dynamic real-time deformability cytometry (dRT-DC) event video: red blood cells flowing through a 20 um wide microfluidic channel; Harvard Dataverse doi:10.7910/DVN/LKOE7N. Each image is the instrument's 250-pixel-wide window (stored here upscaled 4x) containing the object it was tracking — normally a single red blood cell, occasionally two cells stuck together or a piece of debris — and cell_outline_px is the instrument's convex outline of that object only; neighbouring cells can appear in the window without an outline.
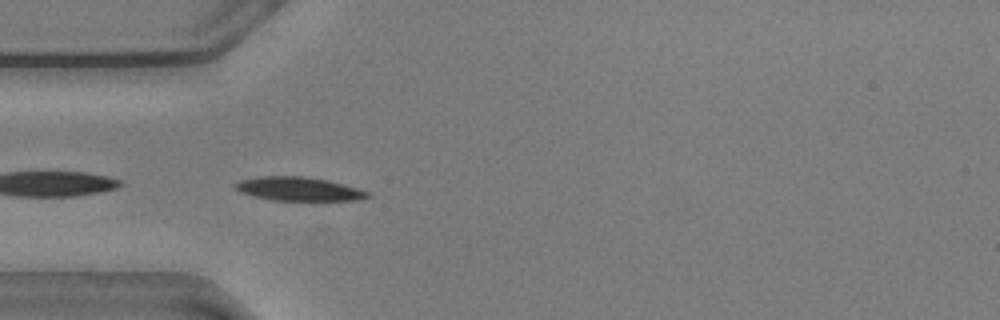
{"species": "common noctule bat (a hibernating species)", "species_latin": "Nyctalus noctula", "temperature_condition": "warm", "stored_images_in_passage": 16, "camera_frame_rate_fps": 3000, "um_per_image_px": 0.085, "animal": {"sex": "male", "body_mass_g": 20.5, "forearm_length_mm": 52.5}, "frame": {"image": 1, "passage_image": 1, "time_ms": 0.0, "image_size_px": [1000, 320], "cell_outline_px": [[372, 196], [360, 200], [272, 200], [240, 192], [232, 188], [232, 184], [240, 180], [260, 176], [304, 176], [344, 184], [368, 192]], "centroid_in_image_um": [25.34, 16.05], "position_along_channel_um": 59.7, "area_um2": 18.21}}
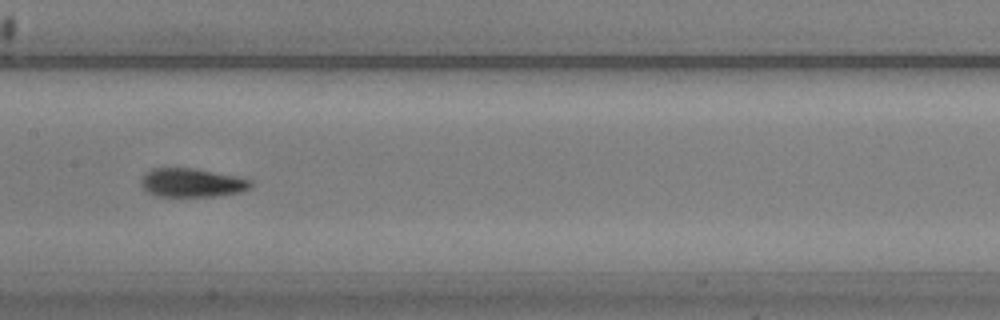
{"frame": {"image": 2, "passage_image": 12, "time_ms": 3.667, "image_size_px": [1000, 320], "cell_outline_px": [[252, 184], [248, 188], [240, 192], [216, 196], [156, 196], [148, 192], [140, 184], [140, 180], [144, 172], [152, 168], [192, 168], [236, 176], [252, 180]], "centroid_in_image_um": [16.26, 15.52], "position_along_channel_um": 191.1, "area_um2": 18.32}}